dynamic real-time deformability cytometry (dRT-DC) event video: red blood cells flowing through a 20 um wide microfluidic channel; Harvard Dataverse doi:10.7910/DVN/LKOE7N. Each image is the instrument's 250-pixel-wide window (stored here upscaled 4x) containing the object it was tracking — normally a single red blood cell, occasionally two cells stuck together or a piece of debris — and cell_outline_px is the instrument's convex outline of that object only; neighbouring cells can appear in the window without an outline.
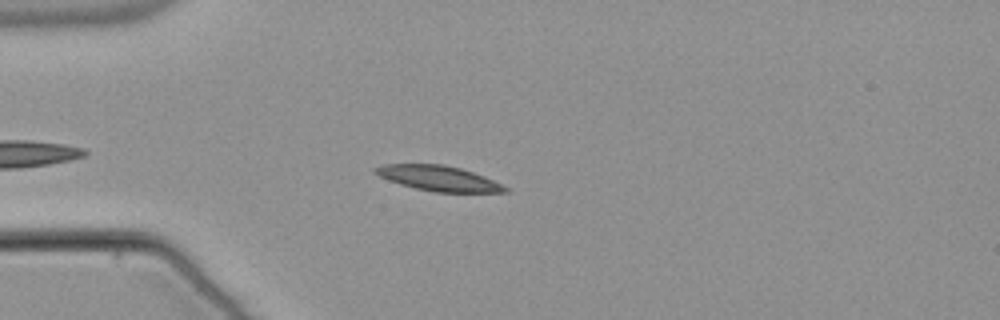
{"species": "common noctule bat (a hibernating species)", "species_latin": "Nyctalus noctula", "temperature_condition": "warm", "stored_images_in_passage": 38, "camera_frame_rate_fps": 3000, "um_per_image_px": 0.085, "animal": {"sex": "male", "body_mass_g": 21.5, "forearm_length_mm": 52.0}, "frame": {"image": 1, "passage_image": 7, "time_ms": 2.0, "image_size_px": [1000, 320], "cell_outline_px": [[512, 192], [436, 192], [416, 188], [400, 184], [388, 180], [372, 172], [372, 168], [384, 164], [444, 164], [460, 168], [484, 176], [508, 188]], "centroid_in_image_um": [37.25, 15.15], "position_along_channel_um": 47.8, "area_um2": 18.96}}
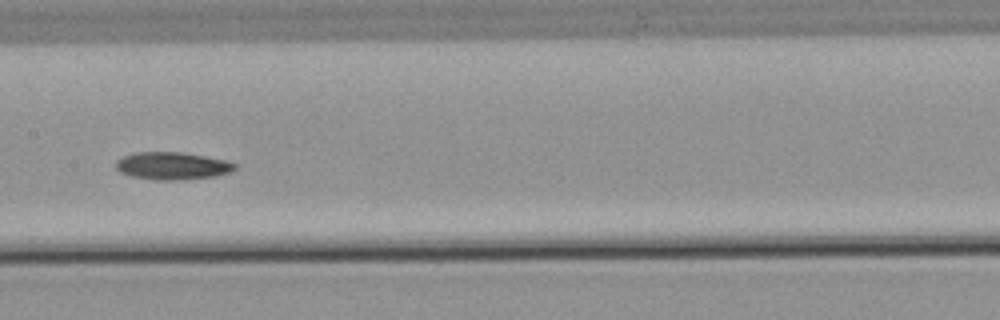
{"frame": {"image": 2, "passage_image": 20, "time_ms": 6.333, "image_size_px": [1000, 320], "cell_outline_px": [[236, 168], [228, 172], [216, 176], [176, 180], [156, 180], [132, 176], [120, 172], [116, 168], [116, 160], [132, 152], [184, 152], [224, 160], [236, 164]], "centroid_in_image_um": [14.61, 14.09], "position_along_channel_um": 192.8, "area_um2": 18.96}}
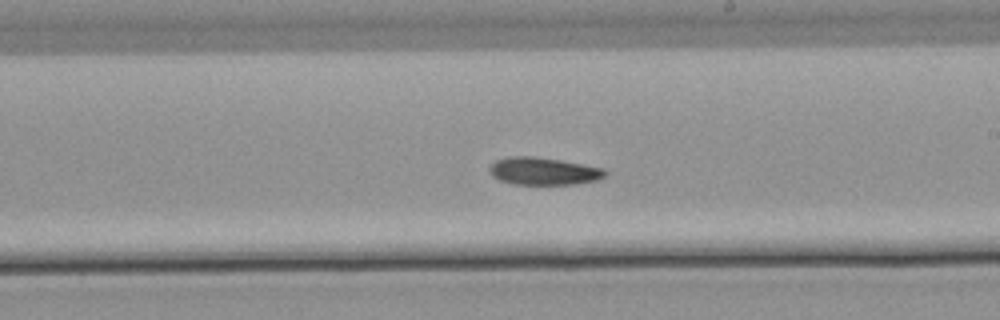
{"frame": {"image": 3, "passage_image": 24, "time_ms": 7.667, "image_size_px": [1000, 320], "cell_outline_px": [[608, 172], [604, 176], [596, 180], [572, 184], [512, 184], [500, 180], [492, 176], [488, 172], [488, 168], [496, 160], [508, 156], [532, 156], [560, 160], [604, 168]], "centroid_in_image_um": [46.16, 14.54], "position_along_channel_um": 242.8, "area_um2": 18.5}, "authors_computed_cell_mechanics": {"area_um2": 18.7561, "velocity_mm_per_s": 3.773, "shape_relaxation_time_tau1_ms": 6.4422, "shape_relaxation_time_tau2_ms": null, "deformation_change_tau1": 0.1159, "deformation_change_tau2": null}}